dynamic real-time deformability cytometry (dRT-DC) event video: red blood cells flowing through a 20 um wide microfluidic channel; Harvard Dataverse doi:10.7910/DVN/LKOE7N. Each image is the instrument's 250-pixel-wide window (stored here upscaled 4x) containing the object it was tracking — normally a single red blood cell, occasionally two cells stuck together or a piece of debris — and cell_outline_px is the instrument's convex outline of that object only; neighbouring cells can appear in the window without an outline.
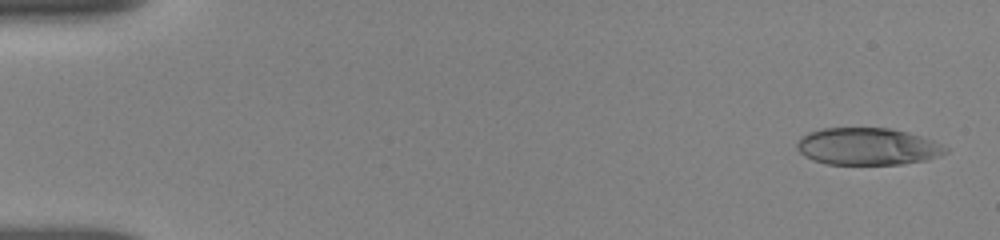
{"species": "human", "species_latin": "Homo sapiens", "temperature_condition": "room temperature", "stored_images_in_passage": 8, "camera_frame_rate_fps": 3000, "um_per_image_px": 0.085, "donor": {"sex": "female"}, "frame": {"image": 1, "passage_image": 1, "time_ms": 0.0, "image_size_px": [1000, 240], "cell_outline_px": [[948, 152], [924, 160], [900, 164], [824, 164], [812, 160], [804, 156], [796, 148], [796, 144], [800, 136], [808, 132], [824, 128], [888, 128], [908, 132], [932, 140], [948, 148]], "centroid_in_image_um": [73.68, 12.45], "position_along_channel_um": 11.3, "area_um2": 32.14}}
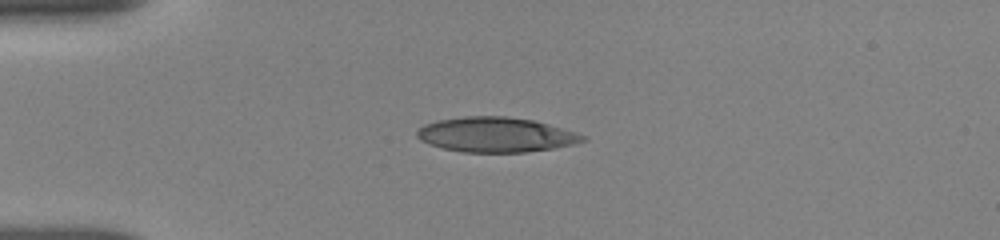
{"frame": {"image": 2, "passage_image": 7, "time_ms": 3.667, "image_size_px": [1000, 240], "cell_outline_px": [[588, 140], [572, 144], [552, 148], [528, 152], [460, 152], [428, 144], [420, 140], [416, 136], [416, 132], [424, 124], [440, 120], [464, 116], [508, 116], [532, 120], [548, 124], [576, 132], [588, 136]], "centroid_in_image_um": [42.15, 11.45], "position_along_channel_um": 42.8, "area_um2": 33.7}}